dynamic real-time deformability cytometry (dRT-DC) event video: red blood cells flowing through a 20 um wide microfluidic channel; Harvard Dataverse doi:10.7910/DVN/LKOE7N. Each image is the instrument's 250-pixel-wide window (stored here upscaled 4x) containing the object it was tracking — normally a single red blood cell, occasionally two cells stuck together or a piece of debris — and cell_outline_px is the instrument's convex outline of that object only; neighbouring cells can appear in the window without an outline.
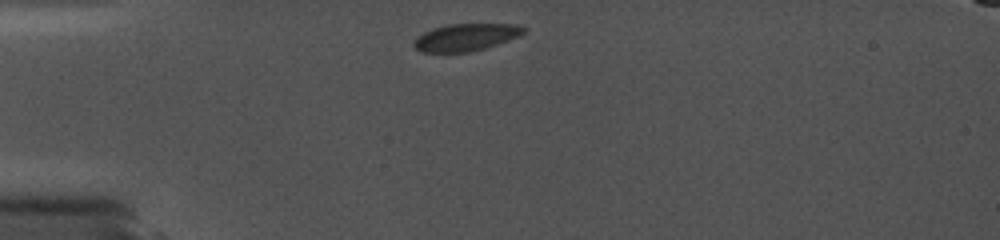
{"species": "common noctule bat (a hibernating species)", "species_latin": "Nyctalus noctula", "temperature_condition": "cold", "stored_images_in_passage": 18, "camera_frame_rate_fps": 5000, "um_per_image_px": 0.085, "animal": {"sex": "female", "body_mass_g": 19.0, "forearm_length_mm": 56.7}, "frame": {"image": 1, "passage_image": 1, "time_ms": 0.0, "image_size_px": [1000, 240], "cell_outline_px": [[528, 28], [520, 36], [484, 48], [468, 52], [420, 52], [412, 44], [416, 36], [432, 28], [448, 24], [520, 24]], "centroid_in_image_um": [39.59, 3.15], "position_along_channel_um": 45.4, "area_um2": 17.51}}
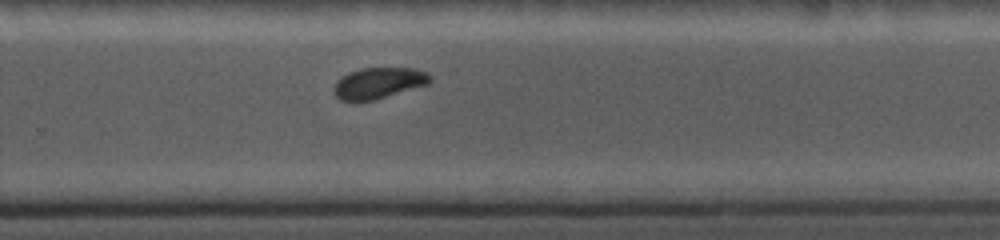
{"frame": {"image": 2, "passage_image": 11, "time_ms": 7.4, "image_size_px": [1000, 240], "cell_outline_px": [[432, 80], [428, 84], [376, 100], [356, 104], [352, 104], [340, 100], [332, 92], [332, 88], [336, 80], [348, 72], [360, 68], [416, 68], [432, 76]], "centroid_in_image_um": [32.1, 7.1], "position_along_channel_um": 297.7, "area_um2": 18.15}}
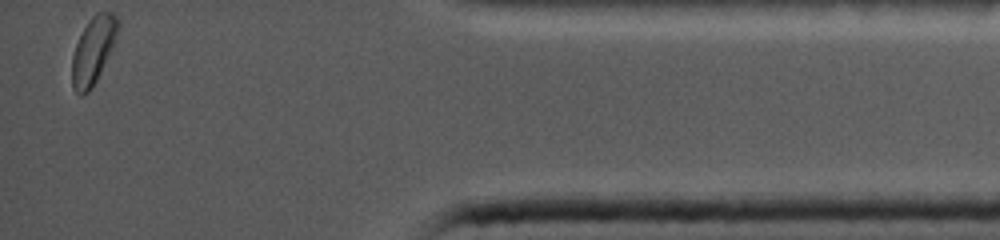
{"frame": {"image": 3, "passage_image": 18, "time_ms": 11.6, "image_size_px": [1000, 240], "cell_outline_px": [[120, 20], [112, 48], [92, 88], [84, 96], [80, 96], [72, 88], [72, 56], [76, 44], [88, 20], [96, 12], [112, 12]], "centroid_in_image_um": [7.9, 4.29], "position_along_channel_um": 427.3, "area_um2": 17.74}}